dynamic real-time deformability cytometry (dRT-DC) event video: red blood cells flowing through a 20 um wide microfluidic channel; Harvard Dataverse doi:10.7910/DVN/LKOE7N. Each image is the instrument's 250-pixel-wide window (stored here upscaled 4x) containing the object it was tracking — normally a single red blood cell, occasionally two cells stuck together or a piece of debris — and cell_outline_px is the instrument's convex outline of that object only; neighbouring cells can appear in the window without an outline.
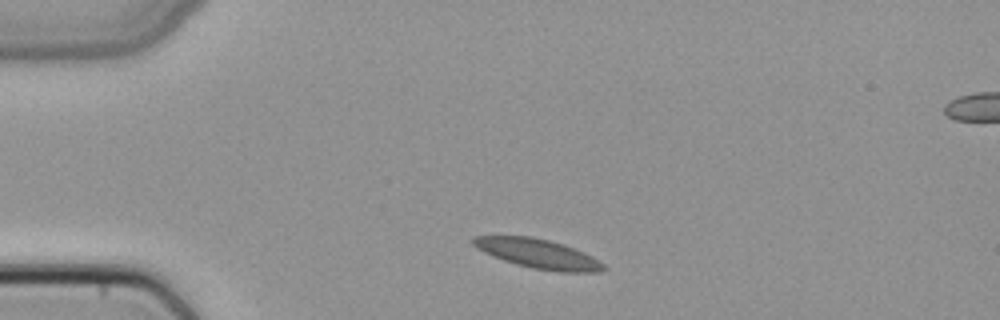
{"species": "common noctule bat (a hibernating species)", "species_latin": "Nyctalus noctula", "temperature_condition": "cold", "stored_images_in_passage": 10, "camera_frame_rate_fps": 3000, "um_per_image_px": 0.085, "animal": {"sex": "female", "body_mass_g": 22.7, "forearm_length_mm": 54.2}, "frame": {"image": 1, "passage_image": 1, "time_ms": 0.0, "image_size_px": [1000, 320], "cell_outline_px": [[608, 268], [600, 272], [560, 272], [532, 268], [516, 264], [492, 256], [476, 248], [472, 244], [472, 236], [532, 236], [564, 244], [584, 252], [592, 256], [604, 264]], "centroid_in_image_um": [45.75, 21.56], "position_along_channel_um": 39.3, "area_um2": 22.37}}
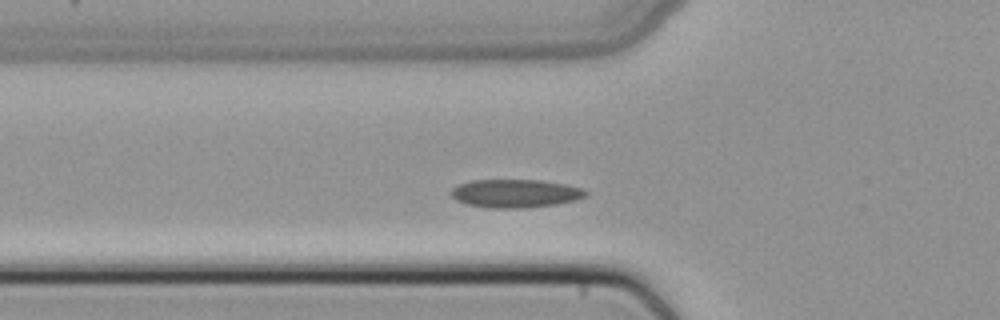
{"frame": {"image": 2, "passage_image": 7, "time_ms": 2.0, "image_size_px": [1000, 320], "cell_outline_px": [[588, 192], [584, 196], [576, 200], [556, 204], [520, 208], [492, 208], [468, 204], [456, 200], [452, 196], [452, 188], [460, 184], [472, 180], [540, 180], [564, 184], [580, 188]], "centroid_in_image_um": [43.79, 16.44], "position_along_channel_um": 82.0, "area_um2": 21.85}}